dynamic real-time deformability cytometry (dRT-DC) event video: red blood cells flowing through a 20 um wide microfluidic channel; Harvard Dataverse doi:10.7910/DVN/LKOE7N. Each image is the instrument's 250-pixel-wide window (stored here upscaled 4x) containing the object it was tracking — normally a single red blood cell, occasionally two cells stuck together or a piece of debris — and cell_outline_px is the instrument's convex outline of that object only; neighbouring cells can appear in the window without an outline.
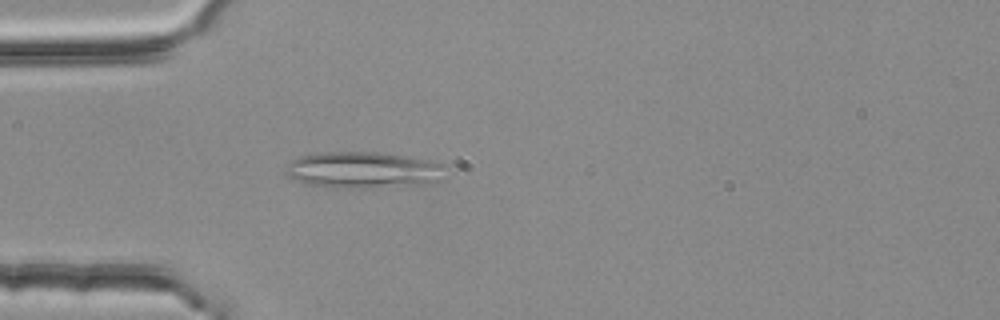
{"species": "common noctule bat (a hibernating species)", "species_latin": "Nyctalus noctula", "temperature_condition": "room temperature", "stored_images_in_passage": 16, "segment_of_instrument_passage": [1, 3], "camera_frame_rate_fps": 3000, "um_per_image_px": 0.085, "animal": {"sex": "female", "body_mass_g": 25.1}, "frame": {"image": 1, "passage_image": 5, "time_ms": 1.333, "image_size_px": [1000, 320], "cell_outline_px": [[448, 168], [444, 180], [420, 184], [364, 188], [340, 188], [304, 184], [288, 176], [284, 168], [292, 160], [300, 156], [320, 152], [376, 152], [432, 160], [444, 164]], "centroid_in_image_um": [30.92, 14.45], "position_along_channel_um": 54.1, "area_um2": 34.28}}